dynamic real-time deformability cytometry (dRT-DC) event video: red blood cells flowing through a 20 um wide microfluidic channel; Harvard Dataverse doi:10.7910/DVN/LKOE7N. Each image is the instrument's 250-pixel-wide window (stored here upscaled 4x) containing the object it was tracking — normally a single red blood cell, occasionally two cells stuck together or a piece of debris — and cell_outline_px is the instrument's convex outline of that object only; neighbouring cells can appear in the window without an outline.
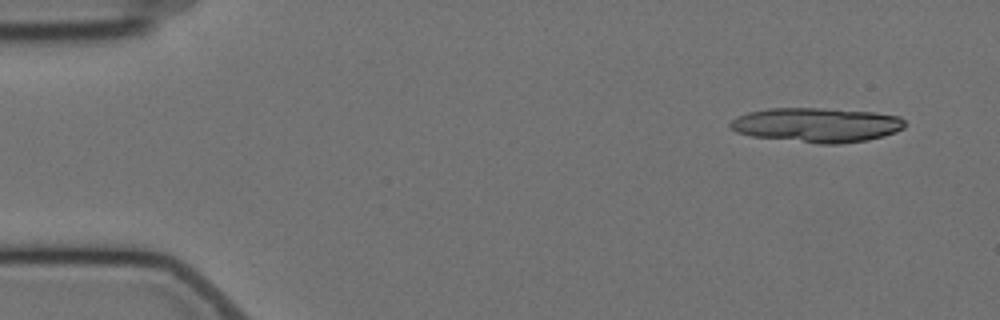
{"species": "Egyptian fruit bat (a non-hibernating species)", "species_latin": "Rousettus aegyptiacus", "temperature_condition": "cold", "stored_images_in_passage": 6, "camera_frame_rate_fps": 3000, "um_per_image_px": 0.085, "animal": {"sex": "female"}, "frame": {"image": 1, "passage_image": 1, "time_ms": 0.0, "image_size_px": [1000, 320], "cell_outline_px": [[904, 128], [896, 132], [884, 136], [868, 140], [840, 144], [816, 144], [752, 136], [736, 132], [728, 124], [736, 116], [748, 112], [768, 108], [820, 108], [876, 112], [900, 116], [904, 120]], "centroid_in_image_um": [69.43, 10.62], "position_along_channel_um": 15.6, "area_um2": 35.43}}
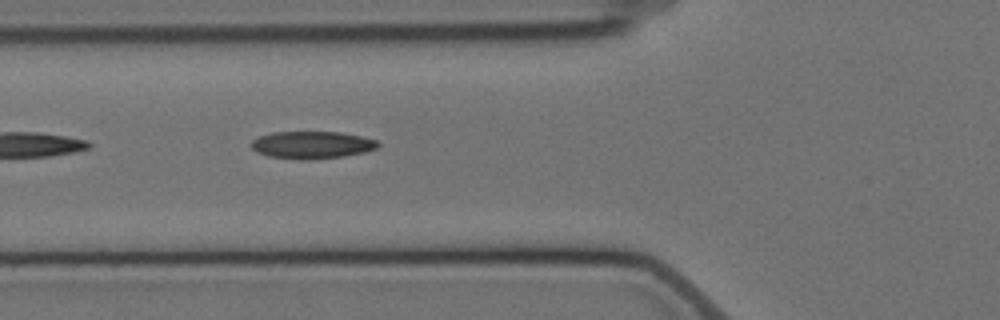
{"frame": {"image": 2, "passage_image": 6, "time_ms": 5.667, "image_size_px": [1000, 320], "cell_outline_px": [[380, 144], [376, 148], [364, 152], [344, 156], [308, 160], [300, 160], [268, 156], [256, 152], [252, 148], [252, 140], [260, 136], [272, 132], [340, 132], [360, 136], [376, 140]], "centroid_in_image_um": [26.5, 12.32], "position_along_channel_um": 99.3, "area_um2": 20.17}}